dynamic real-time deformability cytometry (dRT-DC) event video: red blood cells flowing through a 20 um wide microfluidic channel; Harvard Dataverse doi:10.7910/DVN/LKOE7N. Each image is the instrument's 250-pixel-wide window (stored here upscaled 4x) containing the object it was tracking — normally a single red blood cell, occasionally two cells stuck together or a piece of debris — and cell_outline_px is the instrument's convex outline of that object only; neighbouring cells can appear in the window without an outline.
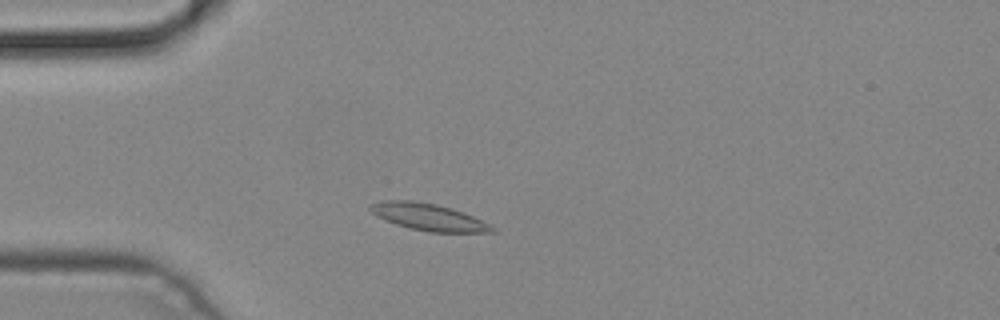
{"species": "common noctule bat (a hibernating species)", "species_latin": "Nyctalus noctula", "temperature_condition": "cold", "stored_images_in_passage": 3, "camera_frame_rate_fps": 3000, "um_per_image_px": 0.085, "animal": {"sex": "male", "body_mass_g": 19.2, "forearm_length_mm": 51.8}, "frame": {"image": 1, "passage_image": 3, "time_ms": 0.667, "image_size_px": [1000, 320], "cell_outline_px": [[496, 232], [428, 232], [396, 224], [384, 220], [376, 216], [368, 208], [368, 204], [380, 200], [412, 200], [436, 204], [452, 208], [464, 212], [496, 228]], "centroid_in_image_um": [36.37, 18.43], "position_along_channel_um": 48.6, "area_um2": 19.13}}